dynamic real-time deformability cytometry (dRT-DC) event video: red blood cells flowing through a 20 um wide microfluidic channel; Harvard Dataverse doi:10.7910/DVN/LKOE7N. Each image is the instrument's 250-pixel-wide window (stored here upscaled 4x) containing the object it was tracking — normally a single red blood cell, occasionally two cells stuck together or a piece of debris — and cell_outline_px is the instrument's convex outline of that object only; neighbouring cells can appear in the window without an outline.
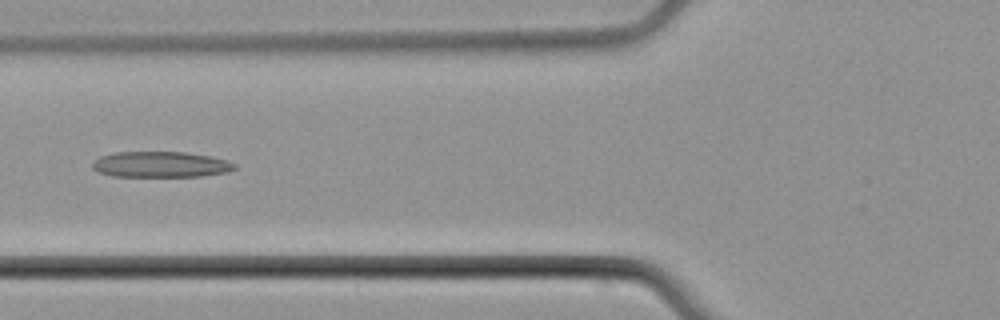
{"species": "common noctule bat (a hibernating species)", "species_latin": "Nyctalus noctula", "temperature_condition": "cold", "stored_images_in_passage": 8, "camera_frame_rate_fps": 3000, "um_per_image_px": 0.085, "animal": {"sex": "male", "body_mass_g": 21.5, "forearm_length_mm": 52.0}, "frame": {"image": 1, "passage_image": 6, "time_ms": 7.0, "image_size_px": [1000, 320], "cell_outline_px": [[236, 168], [228, 172], [200, 176], [112, 176], [96, 172], [92, 168], [92, 160], [100, 156], [116, 152], [184, 152], [212, 156], [228, 160], [236, 164]], "centroid_in_image_um": [13.64, 13.97], "position_along_channel_um": 112.2, "area_um2": 21.56}}
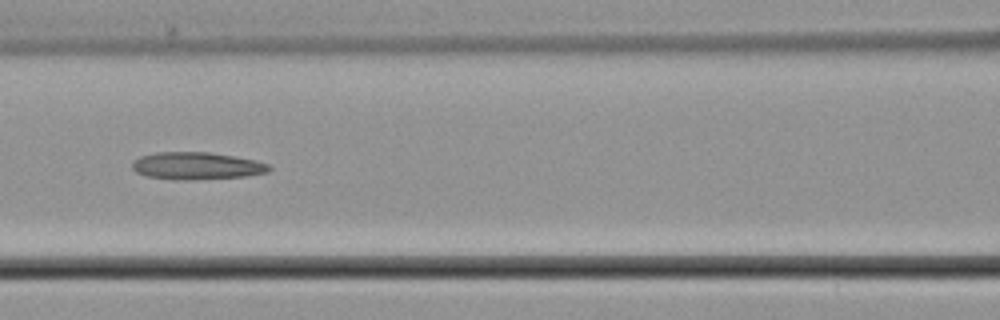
{"frame": {"image": 2, "passage_image": 7, "time_ms": 8.0, "image_size_px": [1000, 320], "cell_outline_px": [[272, 168], [268, 172], [244, 176], [192, 180], [176, 180], [148, 176], [136, 172], [132, 168], [132, 164], [140, 156], [156, 152], [208, 152], [256, 160], [268, 164]], "centroid_in_image_um": [16.72, 14.1], "position_along_channel_um": 149.9, "area_um2": 21.68}}
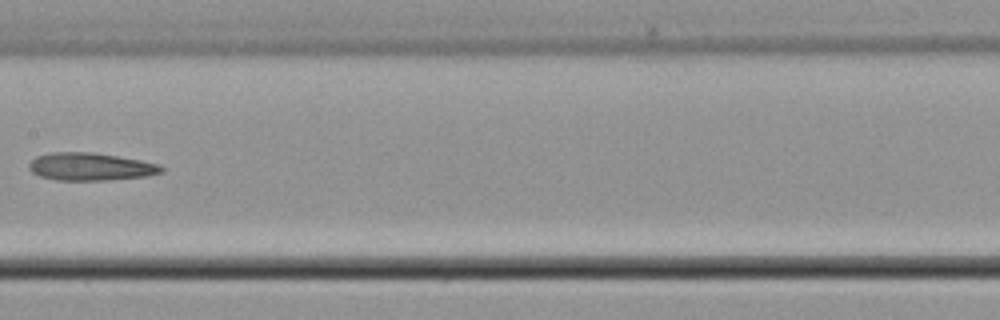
{"frame": {"image": 3, "passage_image": 8, "time_ms": 9.333, "image_size_px": [1000, 320], "cell_outline_px": [[164, 172], [148, 176], [108, 180], [56, 180], [40, 176], [32, 172], [28, 168], [28, 164], [36, 156], [52, 152], [92, 152], [140, 160], [160, 164], [164, 168]], "centroid_in_image_um": [7.7, 14.17], "position_along_channel_um": 199.7, "area_um2": 21.44}}